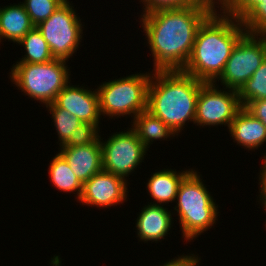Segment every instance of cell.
Wrapping results in <instances>:
<instances>
[{"instance_id":"obj_1","label":"cell","mask_w":266,"mask_h":266,"mask_svg":"<svg viewBox=\"0 0 266 266\" xmlns=\"http://www.w3.org/2000/svg\"><path fill=\"white\" fill-rule=\"evenodd\" d=\"M214 10V4H195L141 15V27L154 57L152 71L183 70L199 26Z\"/></svg>"},{"instance_id":"obj_2","label":"cell","mask_w":266,"mask_h":266,"mask_svg":"<svg viewBox=\"0 0 266 266\" xmlns=\"http://www.w3.org/2000/svg\"><path fill=\"white\" fill-rule=\"evenodd\" d=\"M246 33L241 21L215 9L199 26L182 71L205 83H216L233 48Z\"/></svg>"},{"instance_id":"obj_3","label":"cell","mask_w":266,"mask_h":266,"mask_svg":"<svg viewBox=\"0 0 266 266\" xmlns=\"http://www.w3.org/2000/svg\"><path fill=\"white\" fill-rule=\"evenodd\" d=\"M147 110L161 119L177 136L186 122H195L196 102L205 83L182 70L152 71Z\"/></svg>"},{"instance_id":"obj_4","label":"cell","mask_w":266,"mask_h":266,"mask_svg":"<svg viewBox=\"0 0 266 266\" xmlns=\"http://www.w3.org/2000/svg\"><path fill=\"white\" fill-rule=\"evenodd\" d=\"M204 184L201 174L191 169L179 185L174 210L186 242L205 233L218 220V205Z\"/></svg>"},{"instance_id":"obj_5","label":"cell","mask_w":266,"mask_h":266,"mask_svg":"<svg viewBox=\"0 0 266 266\" xmlns=\"http://www.w3.org/2000/svg\"><path fill=\"white\" fill-rule=\"evenodd\" d=\"M67 60L53 59L46 63H16L11 68V82L21 92L45 106L54 103L70 81Z\"/></svg>"},{"instance_id":"obj_6","label":"cell","mask_w":266,"mask_h":266,"mask_svg":"<svg viewBox=\"0 0 266 266\" xmlns=\"http://www.w3.org/2000/svg\"><path fill=\"white\" fill-rule=\"evenodd\" d=\"M150 73L132 74L99 85L96 90L100 114L111 119L131 115L134 119L147 110L148 86L152 71Z\"/></svg>"},{"instance_id":"obj_7","label":"cell","mask_w":266,"mask_h":266,"mask_svg":"<svg viewBox=\"0 0 266 266\" xmlns=\"http://www.w3.org/2000/svg\"><path fill=\"white\" fill-rule=\"evenodd\" d=\"M75 11L66 0L48 19L36 26L56 59L68 62L79 48L84 27Z\"/></svg>"},{"instance_id":"obj_8","label":"cell","mask_w":266,"mask_h":266,"mask_svg":"<svg viewBox=\"0 0 266 266\" xmlns=\"http://www.w3.org/2000/svg\"><path fill=\"white\" fill-rule=\"evenodd\" d=\"M266 58L263 36L246 33L233 48L223 73L217 79L223 88L239 91Z\"/></svg>"},{"instance_id":"obj_9","label":"cell","mask_w":266,"mask_h":266,"mask_svg":"<svg viewBox=\"0 0 266 266\" xmlns=\"http://www.w3.org/2000/svg\"><path fill=\"white\" fill-rule=\"evenodd\" d=\"M101 148L102 169L123 179L144 162L148 151L131 128L113 133L107 141H101Z\"/></svg>"},{"instance_id":"obj_10","label":"cell","mask_w":266,"mask_h":266,"mask_svg":"<svg viewBox=\"0 0 266 266\" xmlns=\"http://www.w3.org/2000/svg\"><path fill=\"white\" fill-rule=\"evenodd\" d=\"M216 83H204L200 87L196 102L195 122L197 126H229L242 108L238 91L224 88ZM217 86V87H216ZM220 89V90H219Z\"/></svg>"},{"instance_id":"obj_11","label":"cell","mask_w":266,"mask_h":266,"mask_svg":"<svg viewBox=\"0 0 266 266\" xmlns=\"http://www.w3.org/2000/svg\"><path fill=\"white\" fill-rule=\"evenodd\" d=\"M127 181L102 169L83 184L78 201L88 207L91 205L108 209L123 204L128 196Z\"/></svg>"},{"instance_id":"obj_12","label":"cell","mask_w":266,"mask_h":266,"mask_svg":"<svg viewBox=\"0 0 266 266\" xmlns=\"http://www.w3.org/2000/svg\"><path fill=\"white\" fill-rule=\"evenodd\" d=\"M69 82L57 95L54 101L60 108L76 116L81 122L99 125L101 114L99 110V96L96 89L79 85H70ZM89 89V90H88Z\"/></svg>"},{"instance_id":"obj_13","label":"cell","mask_w":266,"mask_h":266,"mask_svg":"<svg viewBox=\"0 0 266 266\" xmlns=\"http://www.w3.org/2000/svg\"><path fill=\"white\" fill-rule=\"evenodd\" d=\"M101 136L88 145L61 146L59 153L70 165L72 172L82 184L102 170Z\"/></svg>"},{"instance_id":"obj_14","label":"cell","mask_w":266,"mask_h":266,"mask_svg":"<svg viewBox=\"0 0 266 266\" xmlns=\"http://www.w3.org/2000/svg\"><path fill=\"white\" fill-rule=\"evenodd\" d=\"M163 205H145L136 219L137 237L144 243L165 239L173 226L171 211Z\"/></svg>"},{"instance_id":"obj_15","label":"cell","mask_w":266,"mask_h":266,"mask_svg":"<svg viewBox=\"0 0 266 266\" xmlns=\"http://www.w3.org/2000/svg\"><path fill=\"white\" fill-rule=\"evenodd\" d=\"M229 132L238 145L246 149H258L266 142V126L255 118L244 107L235 115L229 126Z\"/></svg>"},{"instance_id":"obj_16","label":"cell","mask_w":266,"mask_h":266,"mask_svg":"<svg viewBox=\"0 0 266 266\" xmlns=\"http://www.w3.org/2000/svg\"><path fill=\"white\" fill-rule=\"evenodd\" d=\"M191 170H185L182 172L174 169H163L158 172H154L153 175L148 179L147 191L150 197L154 199L153 205L169 204V202H175L178 194L179 185L183 178ZM156 200V201H155ZM159 203V204H158Z\"/></svg>"},{"instance_id":"obj_17","label":"cell","mask_w":266,"mask_h":266,"mask_svg":"<svg viewBox=\"0 0 266 266\" xmlns=\"http://www.w3.org/2000/svg\"><path fill=\"white\" fill-rule=\"evenodd\" d=\"M33 27L21 2L0 8V43L4 38L17 44Z\"/></svg>"},{"instance_id":"obj_18","label":"cell","mask_w":266,"mask_h":266,"mask_svg":"<svg viewBox=\"0 0 266 266\" xmlns=\"http://www.w3.org/2000/svg\"><path fill=\"white\" fill-rule=\"evenodd\" d=\"M131 123H133L131 129L146 146L147 150L154 140H165V138L175 137L176 135L161 119L148 110L138 114Z\"/></svg>"},{"instance_id":"obj_19","label":"cell","mask_w":266,"mask_h":266,"mask_svg":"<svg viewBox=\"0 0 266 266\" xmlns=\"http://www.w3.org/2000/svg\"><path fill=\"white\" fill-rule=\"evenodd\" d=\"M48 173L54 187L61 192H76L77 198L75 199H80L83 184L74 175L70 165L59 152L53 157Z\"/></svg>"},{"instance_id":"obj_20","label":"cell","mask_w":266,"mask_h":266,"mask_svg":"<svg viewBox=\"0 0 266 266\" xmlns=\"http://www.w3.org/2000/svg\"><path fill=\"white\" fill-rule=\"evenodd\" d=\"M18 45L24 47L26 54L16 63H46L54 58L48 43L44 40L42 34L34 26L19 42Z\"/></svg>"},{"instance_id":"obj_21","label":"cell","mask_w":266,"mask_h":266,"mask_svg":"<svg viewBox=\"0 0 266 266\" xmlns=\"http://www.w3.org/2000/svg\"><path fill=\"white\" fill-rule=\"evenodd\" d=\"M238 96L242 107L251 101L266 99V58L238 91Z\"/></svg>"},{"instance_id":"obj_22","label":"cell","mask_w":266,"mask_h":266,"mask_svg":"<svg viewBox=\"0 0 266 266\" xmlns=\"http://www.w3.org/2000/svg\"><path fill=\"white\" fill-rule=\"evenodd\" d=\"M49 113L52 115L60 147L63 146L70 138L72 132L82 123L76 116L70 114L63 108H60L55 102L46 105Z\"/></svg>"},{"instance_id":"obj_23","label":"cell","mask_w":266,"mask_h":266,"mask_svg":"<svg viewBox=\"0 0 266 266\" xmlns=\"http://www.w3.org/2000/svg\"><path fill=\"white\" fill-rule=\"evenodd\" d=\"M66 0H24L21 2L34 26L48 19Z\"/></svg>"},{"instance_id":"obj_24","label":"cell","mask_w":266,"mask_h":266,"mask_svg":"<svg viewBox=\"0 0 266 266\" xmlns=\"http://www.w3.org/2000/svg\"><path fill=\"white\" fill-rule=\"evenodd\" d=\"M262 2L263 0H214L216 3L214 5L215 9L220 7L222 12L218 13L233 16L241 21L256 5Z\"/></svg>"},{"instance_id":"obj_25","label":"cell","mask_w":266,"mask_h":266,"mask_svg":"<svg viewBox=\"0 0 266 266\" xmlns=\"http://www.w3.org/2000/svg\"><path fill=\"white\" fill-rule=\"evenodd\" d=\"M248 34L263 36L266 34V0L256 5L242 20Z\"/></svg>"},{"instance_id":"obj_26","label":"cell","mask_w":266,"mask_h":266,"mask_svg":"<svg viewBox=\"0 0 266 266\" xmlns=\"http://www.w3.org/2000/svg\"><path fill=\"white\" fill-rule=\"evenodd\" d=\"M99 125L82 122L63 146L88 145L99 139Z\"/></svg>"},{"instance_id":"obj_27","label":"cell","mask_w":266,"mask_h":266,"mask_svg":"<svg viewBox=\"0 0 266 266\" xmlns=\"http://www.w3.org/2000/svg\"><path fill=\"white\" fill-rule=\"evenodd\" d=\"M143 3V13L162 10L189 7L195 4H215L214 0H140Z\"/></svg>"},{"instance_id":"obj_28","label":"cell","mask_w":266,"mask_h":266,"mask_svg":"<svg viewBox=\"0 0 266 266\" xmlns=\"http://www.w3.org/2000/svg\"><path fill=\"white\" fill-rule=\"evenodd\" d=\"M244 108L266 126V99L251 101Z\"/></svg>"},{"instance_id":"obj_29","label":"cell","mask_w":266,"mask_h":266,"mask_svg":"<svg viewBox=\"0 0 266 266\" xmlns=\"http://www.w3.org/2000/svg\"><path fill=\"white\" fill-rule=\"evenodd\" d=\"M192 255V256H191ZM200 258L194 254L188 255H178V258H173L172 260L164 263L160 266H199Z\"/></svg>"},{"instance_id":"obj_30","label":"cell","mask_w":266,"mask_h":266,"mask_svg":"<svg viewBox=\"0 0 266 266\" xmlns=\"http://www.w3.org/2000/svg\"><path fill=\"white\" fill-rule=\"evenodd\" d=\"M261 170H260V177H259V185H260V187H259V192H260V194H259V198H260V200L259 201H261L260 203H261V207H264L263 208V210H265V212H266V166L265 165H263L262 163H261ZM261 190V191H260ZM265 225H266V223H265Z\"/></svg>"},{"instance_id":"obj_31","label":"cell","mask_w":266,"mask_h":266,"mask_svg":"<svg viewBox=\"0 0 266 266\" xmlns=\"http://www.w3.org/2000/svg\"><path fill=\"white\" fill-rule=\"evenodd\" d=\"M265 155H264V158H263V165H265L266 166V153H264Z\"/></svg>"}]
</instances>
